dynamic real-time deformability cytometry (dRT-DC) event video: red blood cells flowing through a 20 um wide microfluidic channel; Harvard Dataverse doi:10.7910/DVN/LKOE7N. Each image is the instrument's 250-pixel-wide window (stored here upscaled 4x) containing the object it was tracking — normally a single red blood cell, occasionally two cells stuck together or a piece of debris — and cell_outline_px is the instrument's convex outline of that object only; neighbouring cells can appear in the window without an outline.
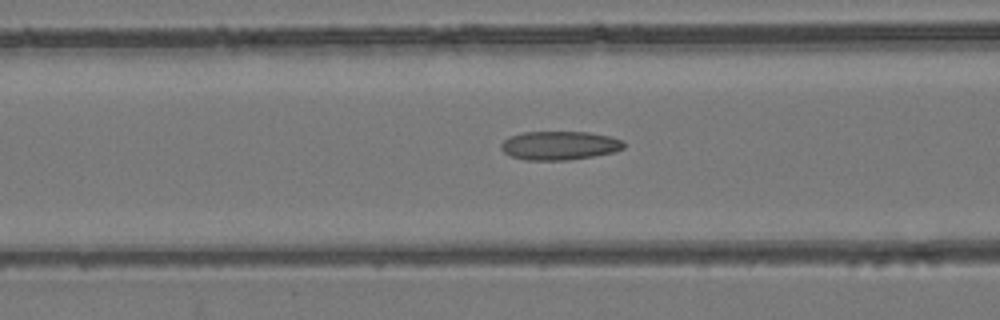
{"species": "common noctule bat (a hibernating species)", "species_latin": "Nyctalus noctula", "temperature_condition": "room temperature", "stored_images_in_passage": 35, "camera_frame_rate_fps": 3000, "um_per_image_px": 0.085, "animal": {"sex": "female", "body_mass_g": 24.6, "forearm_length_mm": 56.2}, "frame": {"image": 1, "passage_image": 11, "time_ms": 3.333, "image_size_px": [1000, 320], "cell_outline_px": [[624, 148], [612, 152], [592, 156], [568, 160], [524, 160], [512, 156], [504, 152], [500, 148], [500, 144], [508, 136], [524, 132], [588, 132], [608, 136], [624, 140]], "centroid_in_image_um": [47.53, 12.36], "position_along_channel_um": 119.1, "area_um2": 20.52}}
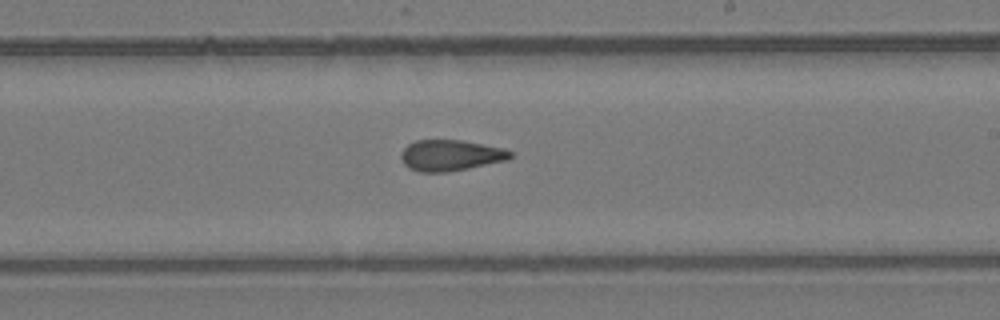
{"frame": {"image": 2, "passage_image": 21, "time_ms": 6.667, "image_size_px": [1000, 320], "cell_outline_px": [[512, 156], [508, 160], [448, 172], [420, 172], [408, 168], [404, 164], [400, 156], [400, 152], [408, 144], [416, 140], [460, 140], [504, 148], [512, 152]], "centroid_in_image_um": [38.27, 13.21], "position_along_channel_um": 250.7, "area_um2": 19.77}}
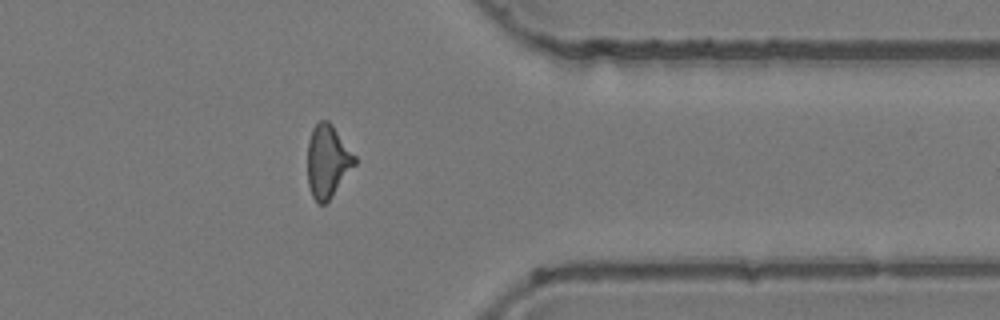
{"frame": {"image": 3, "passage_image": 32, "time_ms": 10.333, "image_size_px": [1000, 320], "cell_outline_px": [[356, 164], [328, 200], [324, 204], [316, 204], [312, 196], [308, 184], [308, 140], [312, 128], [320, 120], [328, 120], [332, 124], [356, 156]], "centroid_in_image_um": [27.84, 13.69], "position_along_channel_um": 383.6, "area_um2": 19.94}}